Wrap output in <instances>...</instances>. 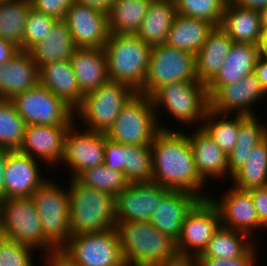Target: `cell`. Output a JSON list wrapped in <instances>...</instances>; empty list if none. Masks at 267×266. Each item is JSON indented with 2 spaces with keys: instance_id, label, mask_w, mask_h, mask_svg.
Instances as JSON below:
<instances>
[{
  "instance_id": "56",
  "label": "cell",
  "mask_w": 267,
  "mask_h": 266,
  "mask_svg": "<svg viewBox=\"0 0 267 266\" xmlns=\"http://www.w3.org/2000/svg\"><path fill=\"white\" fill-rule=\"evenodd\" d=\"M260 52L261 55L267 56V32H263Z\"/></svg>"
},
{
  "instance_id": "32",
  "label": "cell",
  "mask_w": 267,
  "mask_h": 266,
  "mask_svg": "<svg viewBox=\"0 0 267 266\" xmlns=\"http://www.w3.org/2000/svg\"><path fill=\"white\" fill-rule=\"evenodd\" d=\"M255 116L239 115L237 143L228 156V175L232 176L246 162L253 148L267 137V124Z\"/></svg>"
},
{
  "instance_id": "6",
  "label": "cell",
  "mask_w": 267,
  "mask_h": 266,
  "mask_svg": "<svg viewBox=\"0 0 267 266\" xmlns=\"http://www.w3.org/2000/svg\"><path fill=\"white\" fill-rule=\"evenodd\" d=\"M0 228L7 239L45 251V255L59 251L45 236L32 197L2 199Z\"/></svg>"
},
{
  "instance_id": "26",
  "label": "cell",
  "mask_w": 267,
  "mask_h": 266,
  "mask_svg": "<svg viewBox=\"0 0 267 266\" xmlns=\"http://www.w3.org/2000/svg\"><path fill=\"white\" fill-rule=\"evenodd\" d=\"M39 83L62 98L74 110L83 101L84 95L69 60L42 65L39 68Z\"/></svg>"
},
{
  "instance_id": "16",
  "label": "cell",
  "mask_w": 267,
  "mask_h": 266,
  "mask_svg": "<svg viewBox=\"0 0 267 266\" xmlns=\"http://www.w3.org/2000/svg\"><path fill=\"white\" fill-rule=\"evenodd\" d=\"M265 95L267 93L252 72L235 83L222 86L210 98V109L219 114L229 115L235 111V115L255 116L251 104L260 101Z\"/></svg>"
},
{
  "instance_id": "27",
  "label": "cell",
  "mask_w": 267,
  "mask_h": 266,
  "mask_svg": "<svg viewBox=\"0 0 267 266\" xmlns=\"http://www.w3.org/2000/svg\"><path fill=\"white\" fill-rule=\"evenodd\" d=\"M220 27L234 43L261 45L263 31L259 10L243 8L228 0Z\"/></svg>"
},
{
  "instance_id": "31",
  "label": "cell",
  "mask_w": 267,
  "mask_h": 266,
  "mask_svg": "<svg viewBox=\"0 0 267 266\" xmlns=\"http://www.w3.org/2000/svg\"><path fill=\"white\" fill-rule=\"evenodd\" d=\"M213 28L214 25L206 20L176 15L166 44L196 55Z\"/></svg>"
},
{
  "instance_id": "5",
  "label": "cell",
  "mask_w": 267,
  "mask_h": 266,
  "mask_svg": "<svg viewBox=\"0 0 267 266\" xmlns=\"http://www.w3.org/2000/svg\"><path fill=\"white\" fill-rule=\"evenodd\" d=\"M160 130H172L159 123V111L164 108L176 121L186 124L199 123L210 109V99L207 88L200 81L172 82L158 88L150 96ZM159 108V109H158ZM159 118V119H158ZM201 124V125H200Z\"/></svg>"
},
{
  "instance_id": "22",
  "label": "cell",
  "mask_w": 267,
  "mask_h": 266,
  "mask_svg": "<svg viewBox=\"0 0 267 266\" xmlns=\"http://www.w3.org/2000/svg\"><path fill=\"white\" fill-rule=\"evenodd\" d=\"M39 83V68L28 51L19 50L0 65V99L11 100Z\"/></svg>"
},
{
  "instance_id": "40",
  "label": "cell",
  "mask_w": 267,
  "mask_h": 266,
  "mask_svg": "<svg viewBox=\"0 0 267 266\" xmlns=\"http://www.w3.org/2000/svg\"><path fill=\"white\" fill-rule=\"evenodd\" d=\"M75 179L84 186L101 190L115 197L130 184L123 172L111 170L105 164L83 170Z\"/></svg>"
},
{
  "instance_id": "35",
  "label": "cell",
  "mask_w": 267,
  "mask_h": 266,
  "mask_svg": "<svg viewBox=\"0 0 267 266\" xmlns=\"http://www.w3.org/2000/svg\"><path fill=\"white\" fill-rule=\"evenodd\" d=\"M30 0L0 2V38L8 40L23 51V36Z\"/></svg>"
},
{
  "instance_id": "44",
  "label": "cell",
  "mask_w": 267,
  "mask_h": 266,
  "mask_svg": "<svg viewBox=\"0 0 267 266\" xmlns=\"http://www.w3.org/2000/svg\"><path fill=\"white\" fill-rule=\"evenodd\" d=\"M254 243L242 256L235 258L195 257L197 266H256L257 247Z\"/></svg>"
},
{
  "instance_id": "49",
  "label": "cell",
  "mask_w": 267,
  "mask_h": 266,
  "mask_svg": "<svg viewBox=\"0 0 267 266\" xmlns=\"http://www.w3.org/2000/svg\"><path fill=\"white\" fill-rule=\"evenodd\" d=\"M43 261L44 264L46 263V266H77L61 251H56L49 255H45Z\"/></svg>"
},
{
  "instance_id": "17",
  "label": "cell",
  "mask_w": 267,
  "mask_h": 266,
  "mask_svg": "<svg viewBox=\"0 0 267 266\" xmlns=\"http://www.w3.org/2000/svg\"><path fill=\"white\" fill-rule=\"evenodd\" d=\"M226 191L221 198L209 197L219 212L221 226L243 232L252 238L253 231L264 226L259 222L251 193L233 186Z\"/></svg>"
},
{
  "instance_id": "25",
  "label": "cell",
  "mask_w": 267,
  "mask_h": 266,
  "mask_svg": "<svg viewBox=\"0 0 267 266\" xmlns=\"http://www.w3.org/2000/svg\"><path fill=\"white\" fill-rule=\"evenodd\" d=\"M69 61L80 90L86 95L109 81L107 57L101 48H76Z\"/></svg>"
},
{
  "instance_id": "1",
  "label": "cell",
  "mask_w": 267,
  "mask_h": 266,
  "mask_svg": "<svg viewBox=\"0 0 267 266\" xmlns=\"http://www.w3.org/2000/svg\"><path fill=\"white\" fill-rule=\"evenodd\" d=\"M178 130H160L155 135L151 144L152 182L169 190L187 191L207 199L210 196L202 192L206 183L196 171L187 134Z\"/></svg>"
},
{
  "instance_id": "41",
  "label": "cell",
  "mask_w": 267,
  "mask_h": 266,
  "mask_svg": "<svg viewBox=\"0 0 267 266\" xmlns=\"http://www.w3.org/2000/svg\"><path fill=\"white\" fill-rule=\"evenodd\" d=\"M177 15L203 19L220 26L228 0H174Z\"/></svg>"
},
{
  "instance_id": "21",
  "label": "cell",
  "mask_w": 267,
  "mask_h": 266,
  "mask_svg": "<svg viewBox=\"0 0 267 266\" xmlns=\"http://www.w3.org/2000/svg\"><path fill=\"white\" fill-rule=\"evenodd\" d=\"M45 180L36 159L18 150H7L4 199L30 197Z\"/></svg>"
},
{
  "instance_id": "9",
  "label": "cell",
  "mask_w": 267,
  "mask_h": 266,
  "mask_svg": "<svg viewBox=\"0 0 267 266\" xmlns=\"http://www.w3.org/2000/svg\"><path fill=\"white\" fill-rule=\"evenodd\" d=\"M160 131L150 97L136 93L118 114L107 138L126 145H151Z\"/></svg>"
},
{
  "instance_id": "51",
  "label": "cell",
  "mask_w": 267,
  "mask_h": 266,
  "mask_svg": "<svg viewBox=\"0 0 267 266\" xmlns=\"http://www.w3.org/2000/svg\"><path fill=\"white\" fill-rule=\"evenodd\" d=\"M75 1L79 4L108 13L115 0H75Z\"/></svg>"
},
{
  "instance_id": "55",
  "label": "cell",
  "mask_w": 267,
  "mask_h": 266,
  "mask_svg": "<svg viewBox=\"0 0 267 266\" xmlns=\"http://www.w3.org/2000/svg\"><path fill=\"white\" fill-rule=\"evenodd\" d=\"M261 28L263 32H267V7L259 10Z\"/></svg>"
},
{
  "instance_id": "2",
  "label": "cell",
  "mask_w": 267,
  "mask_h": 266,
  "mask_svg": "<svg viewBox=\"0 0 267 266\" xmlns=\"http://www.w3.org/2000/svg\"><path fill=\"white\" fill-rule=\"evenodd\" d=\"M116 229L126 266H153L178 256L176 242L150 222H117Z\"/></svg>"
},
{
  "instance_id": "14",
  "label": "cell",
  "mask_w": 267,
  "mask_h": 266,
  "mask_svg": "<svg viewBox=\"0 0 267 266\" xmlns=\"http://www.w3.org/2000/svg\"><path fill=\"white\" fill-rule=\"evenodd\" d=\"M105 133L78 130L74 122L65 136L62 161L70 169L71 178L83 170L104 164Z\"/></svg>"
},
{
  "instance_id": "19",
  "label": "cell",
  "mask_w": 267,
  "mask_h": 266,
  "mask_svg": "<svg viewBox=\"0 0 267 266\" xmlns=\"http://www.w3.org/2000/svg\"><path fill=\"white\" fill-rule=\"evenodd\" d=\"M69 128L70 126L27 125L18 151L39 162L44 161L49 166L54 163L56 165L62 161L65 136Z\"/></svg>"
},
{
  "instance_id": "48",
  "label": "cell",
  "mask_w": 267,
  "mask_h": 266,
  "mask_svg": "<svg viewBox=\"0 0 267 266\" xmlns=\"http://www.w3.org/2000/svg\"><path fill=\"white\" fill-rule=\"evenodd\" d=\"M19 50L12 42L0 38V65L7 63Z\"/></svg>"
},
{
  "instance_id": "13",
  "label": "cell",
  "mask_w": 267,
  "mask_h": 266,
  "mask_svg": "<svg viewBox=\"0 0 267 266\" xmlns=\"http://www.w3.org/2000/svg\"><path fill=\"white\" fill-rule=\"evenodd\" d=\"M221 226L219 212L209 198L201 199L188 213L176 242L178 256L196 257Z\"/></svg>"
},
{
  "instance_id": "52",
  "label": "cell",
  "mask_w": 267,
  "mask_h": 266,
  "mask_svg": "<svg viewBox=\"0 0 267 266\" xmlns=\"http://www.w3.org/2000/svg\"><path fill=\"white\" fill-rule=\"evenodd\" d=\"M153 266H197V263L194 257L177 256L173 260L164 261Z\"/></svg>"
},
{
  "instance_id": "33",
  "label": "cell",
  "mask_w": 267,
  "mask_h": 266,
  "mask_svg": "<svg viewBox=\"0 0 267 266\" xmlns=\"http://www.w3.org/2000/svg\"><path fill=\"white\" fill-rule=\"evenodd\" d=\"M151 0H115L108 12L110 34L136 35Z\"/></svg>"
},
{
  "instance_id": "42",
  "label": "cell",
  "mask_w": 267,
  "mask_h": 266,
  "mask_svg": "<svg viewBox=\"0 0 267 266\" xmlns=\"http://www.w3.org/2000/svg\"><path fill=\"white\" fill-rule=\"evenodd\" d=\"M58 20L31 8L27 17L23 36V51H28L44 37Z\"/></svg>"
},
{
  "instance_id": "24",
  "label": "cell",
  "mask_w": 267,
  "mask_h": 266,
  "mask_svg": "<svg viewBox=\"0 0 267 266\" xmlns=\"http://www.w3.org/2000/svg\"><path fill=\"white\" fill-rule=\"evenodd\" d=\"M187 137L200 178L204 182H208L207 178L210 177L212 179L227 177L228 157L206 131L199 127L191 136L187 134Z\"/></svg>"
},
{
  "instance_id": "28",
  "label": "cell",
  "mask_w": 267,
  "mask_h": 266,
  "mask_svg": "<svg viewBox=\"0 0 267 266\" xmlns=\"http://www.w3.org/2000/svg\"><path fill=\"white\" fill-rule=\"evenodd\" d=\"M233 43L220 26H214L195 55L198 81L207 85L217 75Z\"/></svg>"
},
{
  "instance_id": "29",
  "label": "cell",
  "mask_w": 267,
  "mask_h": 266,
  "mask_svg": "<svg viewBox=\"0 0 267 266\" xmlns=\"http://www.w3.org/2000/svg\"><path fill=\"white\" fill-rule=\"evenodd\" d=\"M76 48L67 24L63 20H58L49 34L28 52L33 62L40 68L46 63L69 60Z\"/></svg>"
},
{
  "instance_id": "46",
  "label": "cell",
  "mask_w": 267,
  "mask_h": 266,
  "mask_svg": "<svg viewBox=\"0 0 267 266\" xmlns=\"http://www.w3.org/2000/svg\"><path fill=\"white\" fill-rule=\"evenodd\" d=\"M75 0H30L31 7L57 20H63Z\"/></svg>"
},
{
  "instance_id": "50",
  "label": "cell",
  "mask_w": 267,
  "mask_h": 266,
  "mask_svg": "<svg viewBox=\"0 0 267 266\" xmlns=\"http://www.w3.org/2000/svg\"><path fill=\"white\" fill-rule=\"evenodd\" d=\"M254 73L259 79L262 88L267 93V56L260 54L254 68Z\"/></svg>"
},
{
  "instance_id": "8",
  "label": "cell",
  "mask_w": 267,
  "mask_h": 266,
  "mask_svg": "<svg viewBox=\"0 0 267 266\" xmlns=\"http://www.w3.org/2000/svg\"><path fill=\"white\" fill-rule=\"evenodd\" d=\"M44 236L60 251L70 240L69 195L54 179L46 180L31 195Z\"/></svg>"
},
{
  "instance_id": "43",
  "label": "cell",
  "mask_w": 267,
  "mask_h": 266,
  "mask_svg": "<svg viewBox=\"0 0 267 266\" xmlns=\"http://www.w3.org/2000/svg\"><path fill=\"white\" fill-rule=\"evenodd\" d=\"M35 249L5 238L0 245V266H34Z\"/></svg>"
},
{
  "instance_id": "34",
  "label": "cell",
  "mask_w": 267,
  "mask_h": 266,
  "mask_svg": "<svg viewBox=\"0 0 267 266\" xmlns=\"http://www.w3.org/2000/svg\"><path fill=\"white\" fill-rule=\"evenodd\" d=\"M231 178L233 186L240 190L267 186V137L253 148L245 164Z\"/></svg>"
},
{
  "instance_id": "12",
  "label": "cell",
  "mask_w": 267,
  "mask_h": 266,
  "mask_svg": "<svg viewBox=\"0 0 267 266\" xmlns=\"http://www.w3.org/2000/svg\"><path fill=\"white\" fill-rule=\"evenodd\" d=\"M10 101L27 125L71 126L76 121L75 110L40 83Z\"/></svg>"
},
{
  "instance_id": "37",
  "label": "cell",
  "mask_w": 267,
  "mask_h": 266,
  "mask_svg": "<svg viewBox=\"0 0 267 266\" xmlns=\"http://www.w3.org/2000/svg\"><path fill=\"white\" fill-rule=\"evenodd\" d=\"M234 116L230 119L228 114H219L209 109L201 126L227 157L234 149L239 133V115Z\"/></svg>"
},
{
  "instance_id": "4",
  "label": "cell",
  "mask_w": 267,
  "mask_h": 266,
  "mask_svg": "<svg viewBox=\"0 0 267 266\" xmlns=\"http://www.w3.org/2000/svg\"><path fill=\"white\" fill-rule=\"evenodd\" d=\"M152 46L137 35L110 34L104 46L109 81L123 83L139 93L148 69Z\"/></svg>"
},
{
  "instance_id": "30",
  "label": "cell",
  "mask_w": 267,
  "mask_h": 266,
  "mask_svg": "<svg viewBox=\"0 0 267 266\" xmlns=\"http://www.w3.org/2000/svg\"><path fill=\"white\" fill-rule=\"evenodd\" d=\"M176 15L174 0H151L136 35L150 46L166 43Z\"/></svg>"
},
{
  "instance_id": "10",
  "label": "cell",
  "mask_w": 267,
  "mask_h": 266,
  "mask_svg": "<svg viewBox=\"0 0 267 266\" xmlns=\"http://www.w3.org/2000/svg\"><path fill=\"white\" fill-rule=\"evenodd\" d=\"M180 81H198L195 55L166 43L152 46L145 81L139 94L150 97L158 88Z\"/></svg>"
},
{
  "instance_id": "15",
  "label": "cell",
  "mask_w": 267,
  "mask_h": 266,
  "mask_svg": "<svg viewBox=\"0 0 267 266\" xmlns=\"http://www.w3.org/2000/svg\"><path fill=\"white\" fill-rule=\"evenodd\" d=\"M63 21L70 29L78 48H101L109 38L108 13L74 1Z\"/></svg>"
},
{
  "instance_id": "7",
  "label": "cell",
  "mask_w": 267,
  "mask_h": 266,
  "mask_svg": "<svg viewBox=\"0 0 267 266\" xmlns=\"http://www.w3.org/2000/svg\"><path fill=\"white\" fill-rule=\"evenodd\" d=\"M128 85L108 81L96 90L84 95L75 115L87 130L107 133L123 107L136 94Z\"/></svg>"
},
{
  "instance_id": "20",
  "label": "cell",
  "mask_w": 267,
  "mask_h": 266,
  "mask_svg": "<svg viewBox=\"0 0 267 266\" xmlns=\"http://www.w3.org/2000/svg\"><path fill=\"white\" fill-rule=\"evenodd\" d=\"M200 200V197L187 191L169 190L158 200L149 222L177 242L186 216Z\"/></svg>"
},
{
  "instance_id": "38",
  "label": "cell",
  "mask_w": 267,
  "mask_h": 266,
  "mask_svg": "<svg viewBox=\"0 0 267 266\" xmlns=\"http://www.w3.org/2000/svg\"><path fill=\"white\" fill-rule=\"evenodd\" d=\"M27 124L10 100L0 99V149L19 150Z\"/></svg>"
},
{
  "instance_id": "3",
  "label": "cell",
  "mask_w": 267,
  "mask_h": 266,
  "mask_svg": "<svg viewBox=\"0 0 267 266\" xmlns=\"http://www.w3.org/2000/svg\"><path fill=\"white\" fill-rule=\"evenodd\" d=\"M69 224L71 234H84L115 228L116 197L70 179Z\"/></svg>"
},
{
  "instance_id": "39",
  "label": "cell",
  "mask_w": 267,
  "mask_h": 266,
  "mask_svg": "<svg viewBox=\"0 0 267 266\" xmlns=\"http://www.w3.org/2000/svg\"><path fill=\"white\" fill-rule=\"evenodd\" d=\"M125 178L129 183L152 182L153 156L151 145H126Z\"/></svg>"
},
{
  "instance_id": "58",
  "label": "cell",
  "mask_w": 267,
  "mask_h": 266,
  "mask_svg": "<svg viewBox=\"0 0 267 266\" xmlns=\"http://www.w3.org/2000/svg\"><path fill=\"white\" fill-rule=\"evenodd\" d=\"M4 1H14V0H0V2H4Z\"/></svg>"
},
{
  "instance_id": "53",
  "label": "cell",
  "mask_w": 267,
  "mask_h": 266,
  "mask_svg": "<svg viewBox=\"0 0 267 266\" xmlns=\"http://www.w3.org/2000/svg\"><path fill=\"white\" fill-rule=\"evenodd\" d=\"M233 4L247 8L261 10L262 8L267 7V0H230Z\"/></svg>"
},
{
  "instance_id": "45",
  "label": "cell",
  "mask_w": 267,
  "mask_h": 266,
  "mask_svg": "<svg viewBox=\"0 0 267 266\" xmlns=\"http://www.w3.org/2000/svg\"><path fill=\"white\" fill-rule=\"evenodd\" d=\"M104 156V164L107 168L123 172L125 175L124 144L107 138L105 134Z\"/></svg>"
},
{
  "instance_id": "36",
  "label": "cell",
  "mask_w": 267,
  "mask_h": 266,
  "mask_svg": "<svg viewBox=\"0 0 267 266\" xmlns=\"http://www.w3.org/2000/svg\"><path fill=\"white\" fill-rule=\"evenodd\" d=\"M247 234L220 226L203 252L196 257L235 258L242 256L255 242Z\"/></svg>"
},
{
  "instance_id": "47",
  "label": "cell",
  "mask_w": 267,
  "mask_h": 266,
  "mask_svg": "<svg viewBox=\"0 0 267 266\" xmlns=\"http://www.w3.org/2000/svg\"><path fill=\"white\" fill-rule=\"evenodd\" d=\"M253 198V203L259 218V222L267 228V186L248 190Z\"/></svg>"
},
{
  "instance_id": "11",
  "label": "cell",
  "mask_w": 267,
  "mask_h": 266,
  "mask_svg": "<svg viewBox=\"0 0 267 266\" xmlns=\"http://www.w3.org/2000/svg\"><path fill=\"white\" fill-rule=\"evenodd\" d=\"M60 251L77 266H126L116 227L72 235Z\"/></svg>"
},
{
  "instance_id": "57",
  "label": "cell",
  "mask_w": 267,
  "mask_h": 266,
  "mask_svg": "<svg viewBox=\"0 0 267 266\" xmlns=\"http://www.w3.org/2000/svg\"><path fill=\"white\" fill-rule=\"evenodd\" d=\"M6 238V236L4 235V232L1 230L0 228V245L3 242V240Z\"/></svg>"
},
{
  "instance_id": "23",
  "label": "cell",
  "mask_w": 267,
  "mask_h": 266,
  "mask_svg": "<svg viewBox=\"0 0 267 266\" xmlns=\"http://www.w3.org/2000/svg\"><path fill=\"white\" fill-rule=\"evenodd\" d=\"M260 46L233 43L229 55L217 75L206 85L209 99L224 85L235 83L254 72Z\"/></svg>"
},
{
  "instance_id": "18",
  "label": "cell",
  "mask_w": 267,
  "mask_h": 266,
  "mask_svg": "<svg viewBox=\"0 0 267 266\" xmlns=\"http://www.w3.org/2000/svg\"><path fill=\"white\" fill-rule=\"evenodd\" d=\"M168 191L153 182L130 183L116 196V222H149L158 200Z\"/></svg>"
},
{
  "instance_id": "54",
  "label": "cell",
  "mask_w": 267,
  "mask_h": 266,
  "mask_svg": "<svg viewBox=\"0 0 267 266\" xmlns=\"http://www.w3.org/2000/svg\"><path fill=\"white\" fill-rule=\"evenodd\" d=\"M7 150L8 149H0V197L2 199H4V182H5Z\"/></svg>"
}]
</instances>
